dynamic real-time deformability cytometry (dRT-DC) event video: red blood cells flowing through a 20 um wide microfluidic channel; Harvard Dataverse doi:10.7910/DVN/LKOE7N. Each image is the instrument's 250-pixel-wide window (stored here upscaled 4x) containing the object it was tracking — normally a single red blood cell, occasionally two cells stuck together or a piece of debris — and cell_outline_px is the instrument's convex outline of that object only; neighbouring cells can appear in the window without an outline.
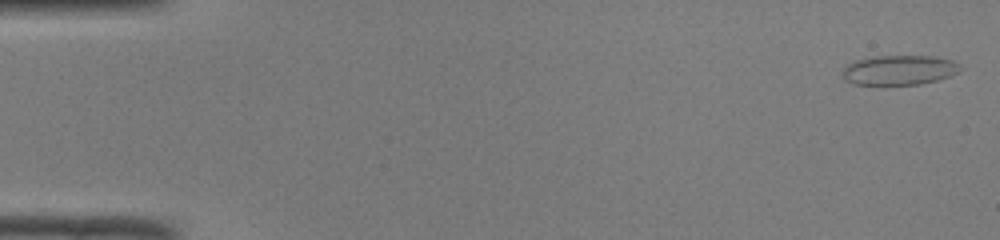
{"species": "common noctule bat (a hibernating species)", "species_latin": "Nyctalus noctula", "temperature_condition": "room temperature", "stored_images_in_passage": 51, "camera_frame_rate_fps": 3000, "um_per_image_px": 0.085, "animal": {"sex": "male", "body_mass_g": 19.0, "forearm_length_mm": 50.8}, "frame": {"image": 1, "passage_image": 2, "time_ms": 0.333, "image_size_px": [1000, 240], "cell_outline_px": [[964, 68], [960, 72], [936, 80], [920, 84], [852, 84], [844, 80], [844, 68], [848, 64], [856, 60], [876, 56], [932, 56], [952, 60], [960, 64]], "centroid_in_image_um": [76.48, 5.95], "position_along_channel_um": 8.5, "area_um2": 20.29}}
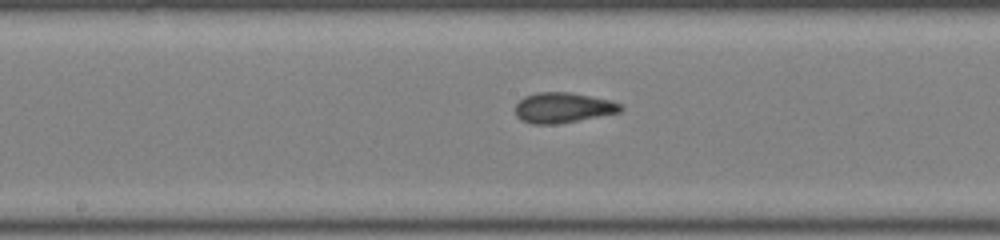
{"frame": {"image": 2, "passage_image": 27, "time_ms": 8.667, "image_size_px": [1000, 240], "cell_outline_px": [[624, 108], [620, 112], [556, 124], [532, 124], [520, 120], [516, 116], [516, 104], [524, 96], [536, 92], [568, 92], [612, 100], [620, 104]], "centroid_in_image_um": [47.83, 9.15], "position_along_channel_um": 200.4, "area_um2": 18.55}}
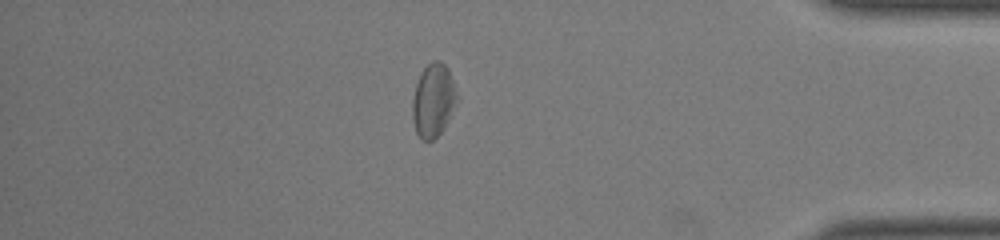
{"frame": {"image": 3, "passage_image": 44, "time_ms": 14.333, "image_size_px": [1000, 240], "cell_outline_px": [[460, 100], [440, 132], [432, 140], [424, 140], [416, 132], [412, 116], [412, 100], [416, 84], [424, 68], [432, 60], [440, 60], [448, 68]], "centroid_in_image_um": [36.85, 8.5], "position_along_channel_um": 398.3, "area_um2": 18.96}, "authors_computed_cell_mechanics": {"area_um2": 18.8428, "velocity_mm_per_s": 4.0639, "shape_relaxation_time_tau1_ms": null, "shape_relaxation_time_tau2_ms": 1.6099, "deformation_change_tau1": null, "deformation_change_tau2": 0.0712}}